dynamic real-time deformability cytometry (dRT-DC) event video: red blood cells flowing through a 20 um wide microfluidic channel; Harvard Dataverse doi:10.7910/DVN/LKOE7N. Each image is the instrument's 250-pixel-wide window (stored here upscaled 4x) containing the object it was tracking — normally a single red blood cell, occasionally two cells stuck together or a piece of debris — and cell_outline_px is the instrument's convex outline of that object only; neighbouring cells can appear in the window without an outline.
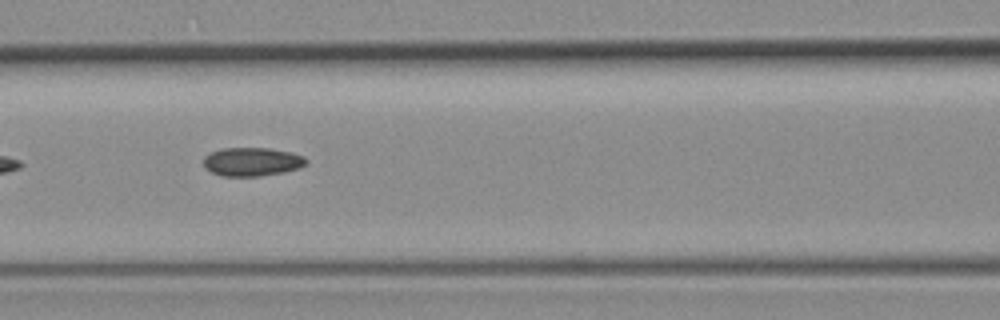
{"species": "common noctule bat (a hibernating species)", "species_latin": "Nyctalus noctula", "temperature_condition": "room temperature", "stored_images_in_passage": 7, "camera_frame_rate_fps": 3000, "um_per_image_px": 0.085, "animal": {"sex": "female", "body_mass_g": 19.3, "forearm_length_mm": 54.1}, "frame": {"image": 1, "passage_image": 6, "time_ms": 6.667, "image_size_px": [1000, 320], "cell_outline_px": [[308, 164], [300, 168], [284, 172], [260, 176], [220, 176], [204, 168], [204, 156], [212, 152], [224, 148], [268, 148], [292, 152], [304, 156], [308, 160]], "centroid_in_image_um": [21.46, 13.75], "position_along_channel_um": 145.1, "area_um2": 17.28}}
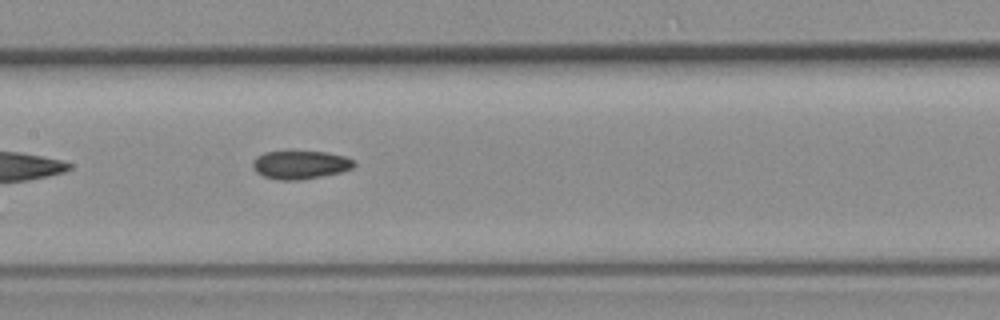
{"frame": {"image": 2, "passage_image": 7, "time_ms": 7.667, "image_size_px": [1000, 320], "cell_outline_px": [[356, 164], [352, 168], [340, 172], [300, 180], [276, 180], [264, 176], [256, 172], [252, 168], [252, 160], [256, 156], [264, 152], [328, 152], [344, 156], [356, 160]], "centroid_in_image_um": [25.51, 14.01], "position_along_channel_um": 181.9, "area_um2": 16.76}}